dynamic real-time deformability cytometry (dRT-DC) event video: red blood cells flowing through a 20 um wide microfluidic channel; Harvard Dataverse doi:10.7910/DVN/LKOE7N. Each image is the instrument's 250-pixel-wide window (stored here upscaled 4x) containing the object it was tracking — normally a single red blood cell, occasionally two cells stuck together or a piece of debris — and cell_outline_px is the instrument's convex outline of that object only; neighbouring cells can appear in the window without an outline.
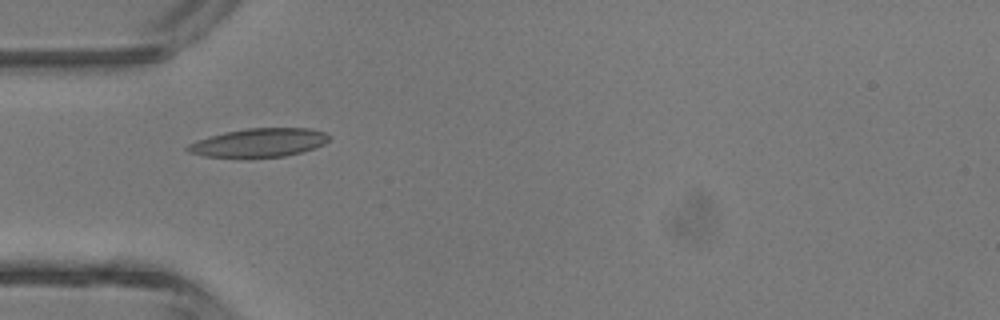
{"species": "common noctule bat (a hibernating species)", "species_latin": "Nyctalus noctula", "temperature_condition": "room temperature", "stored_images_in_passage": 4, "camera_frame_rate_fps": 3000, "um_per_image_px": 0.085, "animal": {"sex": "male", "body_mass_g": 13.3}, "frame": {"image": 1, "passage_image": 3, "time_ms": 2.333, "image_size_px": [1000, 320], "cell_outline_px": [[328, 140], [324, 144], [300, 152], [284, 156], [240, 160], [204, 156], [188, 152], [184, 148], [188, 144], [196, 140], [208, 136], [224, 132], [248, 128], [308, 128], [324, 132], [328, 136]], "centroid_in_image_um": [21.9, 12.16], "position_along_channel_um": 63.1, "area_um2": 24.22}}
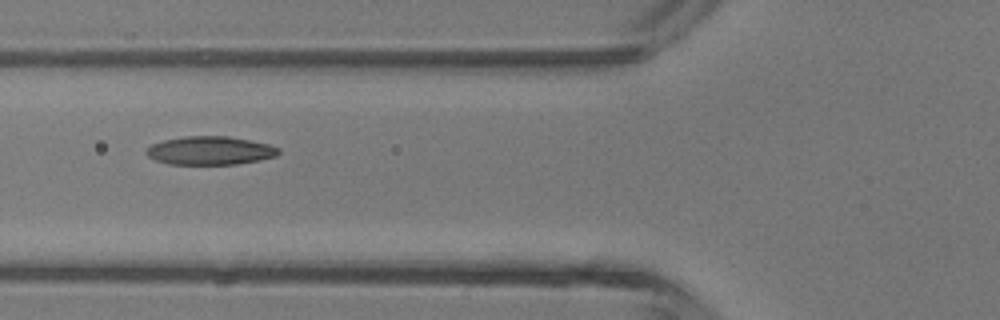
{"frame": {"image": 2, "passage_image": 4, "time_ms": 3.333, "image_size_px": [1000, 320], "cell_outline_px": [[280, 152], [276, 156], [260, 160], [236, 164], [168, 164], [156, 160], [148, 156], [144, 152], [152, 144], [164, 140], [184, 136], [228, 136], [268, 144], [280, 148]], "centroid_in_image_um": [17.86, 12.8], "position_along_channel_um": 107.9, "area_um2": 21.85}}